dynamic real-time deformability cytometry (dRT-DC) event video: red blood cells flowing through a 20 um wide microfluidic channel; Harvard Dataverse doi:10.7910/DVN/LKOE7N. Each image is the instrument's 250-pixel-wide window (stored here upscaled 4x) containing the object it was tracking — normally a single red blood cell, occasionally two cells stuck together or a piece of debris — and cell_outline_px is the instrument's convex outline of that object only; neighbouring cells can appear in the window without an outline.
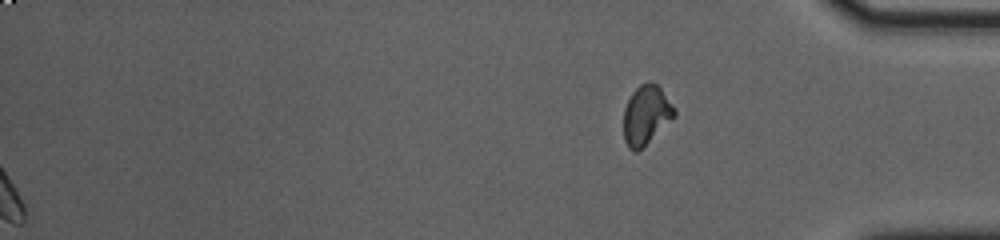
{"species": "common noctule bat (a hibernating species)", "species_latin": "Nyctalus noctula", "temperature_condition": "cold", "stored_images_in_passage": 48, "segment_of_instrument_passage": [2, 2], "camera_frame_rate_fps": 3000, "um_per_image_px": 0.085, "animal": {"sex": "female", "body_mass_g": 23.0, "forearm_length_mm": 53.4}, "frame": {"image": 1, "passage_image": 48, "time_ms": 15.667, "image_size_px": [1000, 240], "cell_outline_px": [[676, 116], [672, 120], [636, 152], [632, 152], [628, 148], [624, 140], [624, 108], [632, 92], [640, 84], [656, 84], [660, 88], [676, 108]], "centroid_in_image_um": [54.92, 9.79], "position_along_channel_um": 380.3, "area_um2": 17.28}}